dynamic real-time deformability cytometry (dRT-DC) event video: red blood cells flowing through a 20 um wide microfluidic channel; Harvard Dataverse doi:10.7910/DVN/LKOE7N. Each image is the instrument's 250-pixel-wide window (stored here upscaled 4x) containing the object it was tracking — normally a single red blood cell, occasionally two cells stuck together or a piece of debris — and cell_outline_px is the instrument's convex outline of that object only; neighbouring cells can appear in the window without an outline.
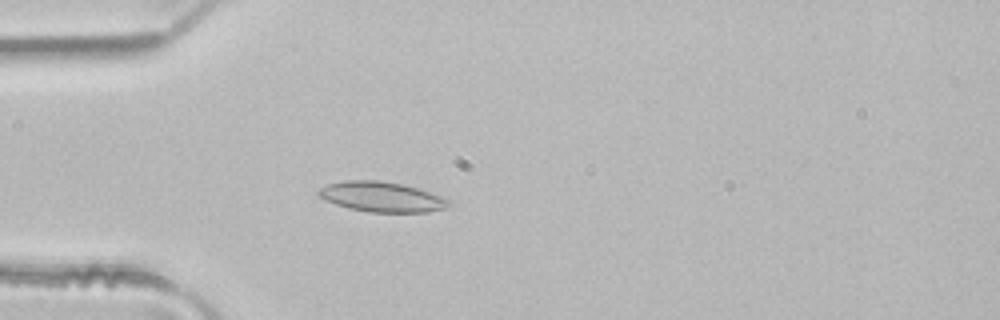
{"species": "common noctule bat (a hibernating species)", "species_latin": "Nyctalus noctula", "temperature_condition": "room temperature", "stored_images_in_passage": 49, "camera_frame_rate_fps": 3000, "um_per_image_px": 0.085, "animal": {"sex": "male", "body_mass_g": 21.5, "forearm_length_mm": 52.0}, "frame": {"image": 1, "passage_image": 14, "time_ms": 4.333, "image_size_px": [1000, 320], "cell_outline_px": [[452, 204], [444, 208], [428, 212], [368, 212], [348, 208], [324, 200], [316, 192], [320, 188], [328, 184], [344, 180], [376, 180], [400, 184], [416, 188], [452, 200]], "centroid_in_image_um": [32.43, 16.74], "position_along_channel_um": 52.6, "area_um2": 22.72}}
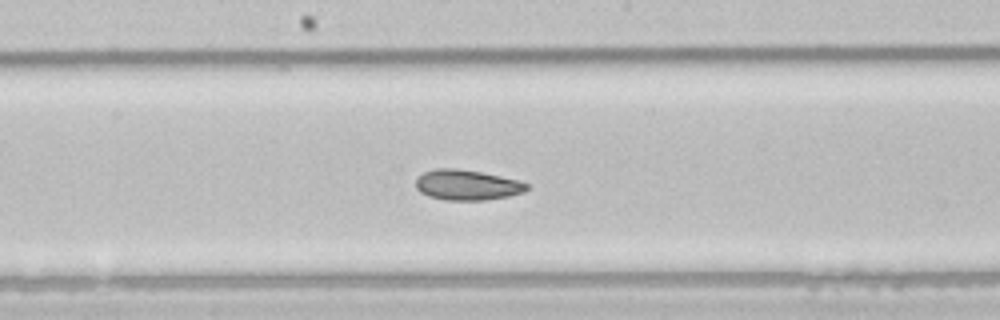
{"frame": {"image": 2, "passage_image": 26, "time_ms": 8.333, "image_size_px": [1000, 320], "cell_outline_px": [[528, 188], [524, 192], [508, 196], [484, 200], [444, 200], [428, 196], [420, 192], [416, 188], [416, 176], [424, 172], [436, 168], [456, 168], [480, 172], [520, 180], [528, 184]], "centroid_in_image_um": [39.67, 15.72], "position_along_channel_um": 208.5, "area_um2": 19.71}}
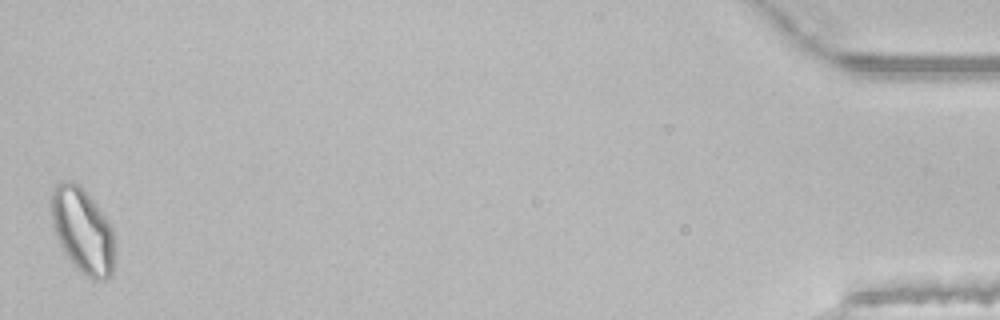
{"frame": {"image": 3, "passage_image": 49, "time_ms": 16.0, "image_size_px": [1000, 320], "cell_outline_px": [[112, 276], [108, 280], [92, 280], [64, 252], [56, 236], [52, 224], [52, 188], [60, 180], [72, 180], [96, 204], [108, 220], [112, 228]], "centroid_in_image_um": [7.0, 19.57], "position_along_channel_um": 428.2, "area_um2": 30.58}, "authors_computed_cell_mechanics": {"area_um2": 22.542, "velocity_mm_per_s": 4.1127, "shape_relaxation_time_tau1_ms": 5.8945, "shape_relaxation_time_tau2_ms": 2.2967, "deformation_change_tau1": 0.1138, "deformation_change_tau2": 0.0663}}